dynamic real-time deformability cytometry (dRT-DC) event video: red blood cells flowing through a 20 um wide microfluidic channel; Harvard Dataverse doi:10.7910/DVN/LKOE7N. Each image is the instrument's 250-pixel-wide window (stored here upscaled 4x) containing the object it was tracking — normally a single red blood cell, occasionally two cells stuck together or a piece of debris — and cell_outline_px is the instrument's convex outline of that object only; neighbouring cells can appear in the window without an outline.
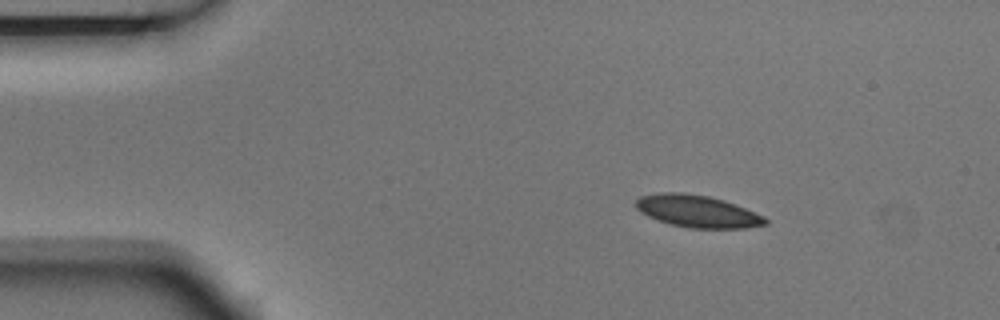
{"species": "Egyptian fruit bat (a non-hibernating species)", "species_latin": "Rousettus aegyptiacus", "temperature_condition": "room temperature", "stored_images_in_passage": 4, "camera_frame_rate_fps": 3000, "um_per_image_px": 0.085, "animal": {"sex": "male"}, "frame": {"image": 1, "passage_image": 2, "time_ms": 0.333, "image_size_px": [1000, 320], "cell_outline_px": [[768, 224], [748, 228], [688, 228], [672, 224], [648, 216], [640, 212], [636, 208], [636, 200], [640, 196], [660, 192], [680, 192], [708, 196], [724, 200], [764, 216], [768, 220]], "centroid_in_image_um": [59.28, 17.96], "position_along_channel_um": 25.7, "area_um2": 24.16}}